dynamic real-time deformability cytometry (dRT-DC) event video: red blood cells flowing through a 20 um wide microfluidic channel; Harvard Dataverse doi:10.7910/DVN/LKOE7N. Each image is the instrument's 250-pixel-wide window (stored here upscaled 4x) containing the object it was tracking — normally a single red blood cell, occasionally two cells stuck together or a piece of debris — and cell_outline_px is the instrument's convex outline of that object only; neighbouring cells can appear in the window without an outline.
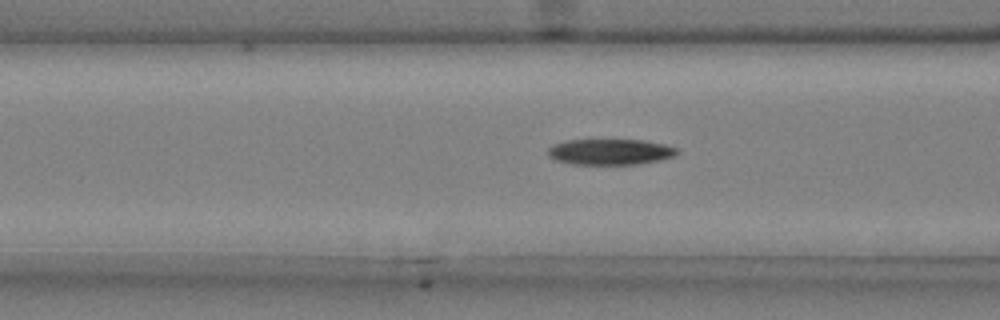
{"species": "common noctule bat (a hibernating species)", "species_latin": "Nyctalus noctula", "temperature_condition": "cold", "stored_images_in_passage": 50, "camera_frame_rate_fps": 3000, "um_per_image_px": 0.085, "animal": {"sex": "male", "body_mass_g": 20.4}, "frame": {"image": 1, "passage_image": 20, "time_ms": 6.333, "image_size_px": [1000, 320], "cell_outline_px": [[680, 152], [676, 156], [660, 160], [640, 164], [572, 164], [556, 160], [548, 156], [548, 148], [552, 144], [568, 140], [644, 140], [664, 144], [676, 148]], "centroid_in_image_um": [51.88, 12.91], "position_along_channel_um": 114.7, "area_um2": 19.54}}
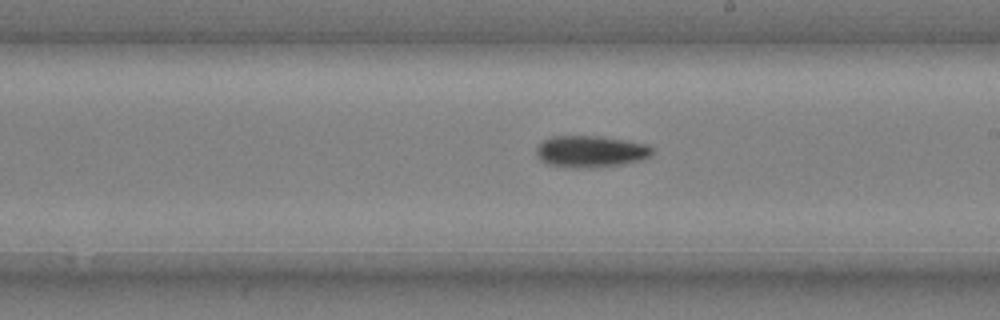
{"frame": {"image": 2, "passage_image": 30, "time_ms": 9.667, "image_size_px": [1000, 320], "cell_outline_px": [[656, 152], [652, 156], [644, 160], [624, 164], [596, 168], [576, 168], [548, 164], [540, 160], [536, 152], [536, 148], [544, 140], [552, 136], [596, 136], [624, 140], [648, 144]], "centroid_in_image_um": [50.27, 12.89], "position_along_channel_um": 238.7, "area_um2": 21.68}}
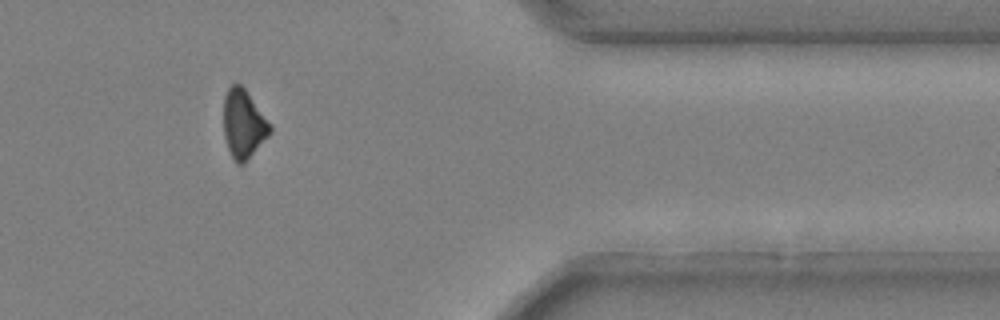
{"frame": {"image": 3, "passage_image": 44, "time_ms": 14.333, "image_size_px": [1000, 320], "cell_outline_px": [[272, 132], [244, 164], [236, 164], [228, 148], [224, 136], [224, 96], [228, 88], [232, 84], [240, 84], [244, 88], [272, 124]], "centroid_in_image_um": [20.71, 10.55], "position_along_channel_um": 390.7, "area_um2": 18.61}, "authors_computed_cell_mechanics": {"area_um2": 19.9121, "velocity_mm_per_s": 3.7267, "shape_relaxation_time_tau1_ms": 4.0958, "shape_relaxation_time_tau2_ms": null, "deformation_change_tau1": 0.1444, "deformation_change_tau2": null}}